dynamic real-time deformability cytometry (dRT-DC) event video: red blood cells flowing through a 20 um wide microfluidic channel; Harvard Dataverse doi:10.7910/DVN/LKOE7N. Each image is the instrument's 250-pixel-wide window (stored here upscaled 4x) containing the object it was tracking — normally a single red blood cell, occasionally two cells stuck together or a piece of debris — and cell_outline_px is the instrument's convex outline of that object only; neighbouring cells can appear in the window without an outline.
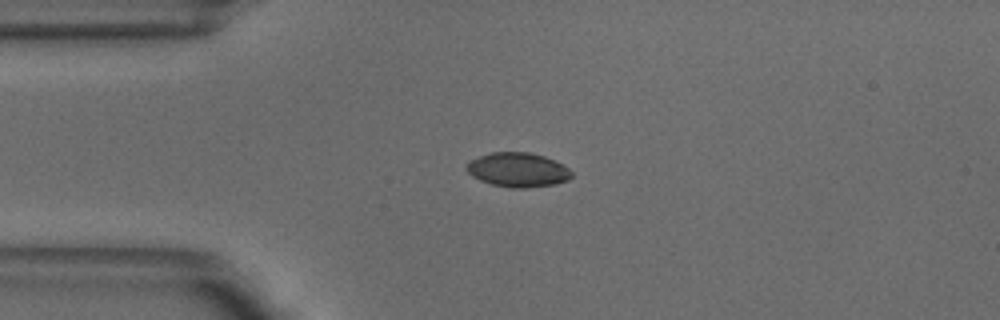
{"species": "common noctule bat (a hibernating species)", "species_latin": "Nyctalus noctula", "temperature_condition": "warm", "stored_images_in_passage": 23, "camera_frame_rate_fps": 3000, "um_per_image_px": 0.085, "animal": {"sex": "male", "body_mass_g": 18.8}, "frame": {"image": 1, "passage_image": 1, "time_ms": 0.0, "image_size_px": [1000, 320], "cell_outline_px": [[572, 176], [568, 180], [556, 184], [524, 188], [512, 188], [492, 184], [480, 180], [472, 176], [464, 168], [464, 164], [488, 152], [528, 152], [544, 156], [568, 168], [572, 172]], "centroid_in_image_um": [43.98, 14.43], "position_along_channel_um": 41.0, "area_um2": 20.98}}
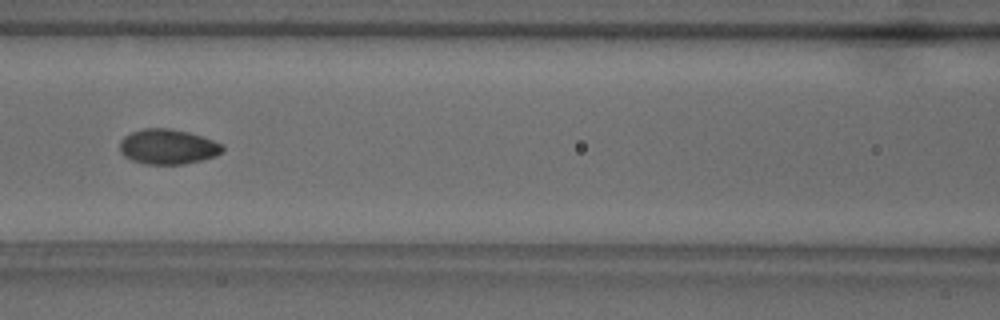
{"frame": {"image": 2, "passage_image": 11, "time_ms": 3.333, "image_size_px": [1000, 320], "cell_outline_px": [[224, 148], [216, 156], [184, 164], [148, 164], [132, 160], [124, 156], [120, 152], [120, 140], [124, 136], [132, 132], [144, 128], [168, 128], [188, 132], [212, 140], [220, 144]], "centroid_in_image_um": [14.22, 12.47], "position_along_channel_um": 152.4, "area_um2": 20.75}}
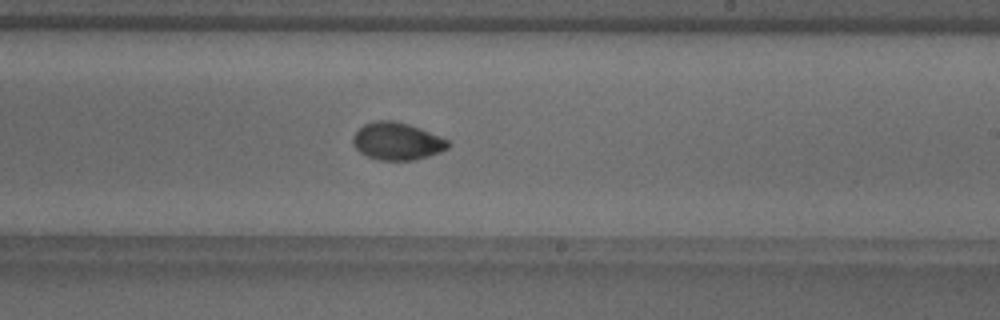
{"frame": {"image": 3, "passage_image": 19, "time_ms": 6.0, "image_size_px": [1000, 320], "cell_outline_px": [[452, 144], [448, 148], [440, 152], [416, 160], [380, 160], [368, 156], [360, 152], [352, 144], [352, 136], [364, 124], [376, 120], [392, 120], [408, 124], [420, 128], [440, 136], [448, 140]], "centroid_in_image_um": [33.76, 12.0], "position_along_channel_um": 255.2, "area_um2": 20.81}}